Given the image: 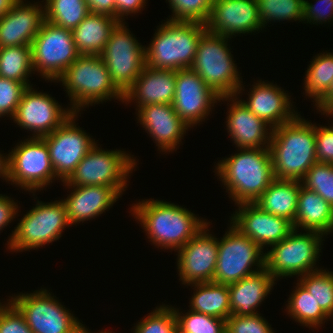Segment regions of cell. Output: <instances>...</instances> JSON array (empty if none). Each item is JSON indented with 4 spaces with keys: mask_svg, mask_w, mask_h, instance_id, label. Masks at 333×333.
I'll use <instances>...</instances> for the list:
<instances>
[{
    "mask_svg": "<svg viewBox=\"0 0 333 333\" xmlns=\"http://www.w3.org/2000/svg\"><path fill=\"white\" fill-rule=\"evenodd\" d=\"M131 209L150 242L162 249H180L208 223L183 206L161 200L139 201Z\"/></svg>",
    "mask_w": 333,
    "mask_h": 333,
    "instance_id": "obj_1",
    "label": "cell"
},
{
    "mask_svg": "<svg viewBox=\"0 0 333 333\" xmlns=\"http://www.w3.org/2000/svg\"><path fill=\"white\" fill-rule=\"evenodd\" d=\"M299 116L272 130L269 149L276 179L301 181L318 162L316 125Z\"/></svg>",
    "mask_w": 333,
    "mask_h": 333,
    "instance_id": "obj_2",
    "label": "cell"
},
{
    "mask_svg": "<svg viewBox=\"0 0 333 333\" xmlns=\"http://www.w3.org/2000/svg\"><path fill=\"white\" fill-rule=\"evenodd\" d=\"M239 151L215 167L235 205L254 203L275 179L269 147Z\"/></svg>",
    "mask_w": 333,
    "mask_h": 333,
    "instance_id": "obj_3",
    "label": "cell"
},
{
    "mask_svg": "<svg viewBox=\"0 0 333 333\" xmlns=\"http://www.w3.org/2000/svg\"><path fill=\"white\" fill-rule=\"evenodd\" d=\"M158 27L149 46H145L146 66L176 71L190 68L207 31L205 23L167 20Z\"/></svg>",
    "mask_w": 333,
    "mask_h": 333,
    "instance_id": "obj_4",
    "label": "cell"
},
{
    "mask_svg": "<svg viewBox=\"0 0 333 333\" xmlns=\"http://www.w3.org/2000/svg\"><path fill=\"white\" fill-rule=\"evenodd\" d=\"M65 86L71 109L78 113L85 106L111 98L123 102L124 94L113 83L101 56L80 55L57 79Z\"/></svg>",
    "mask_w": 333,
    "mask_h": 333,
    "instance_id": "obj_5",
    "label": "cell"
},
{
    "mask_svg": "<svg viewBox=\"0 0 333 333\" xmlns=\"http://www.w3.org/2000/svg\"><path fill=\"white\" fill-rule=\"evenodd\" d=\"M228 40L224 36L206 31L198 43L190 67L220 97L238 96L244 91L243 82L228 48Z\"/></svg>",
    "mask_w": 333,
    "mask_h": 333,
    "instance_id": "obj_6",
    "label": "cell"
},
{
    "mask_svg": "<svg viewBox=\"0 0 333 333\" xmlns=\"http://www.w3.org/2000/svg\"><path fill=\"white\" fill-rule=\"evenodd\" d=\"M297 232V229H293L286 238L270 246L271 250L265 253L264 268L275 280L294 275L299 277L320 270L315 265L324 235L317 231H306L303 234Z\"/></svg>",
    "mask_w": 333,
    "mask_h": 333,
    "instance_id": "obj_7",
    "label": "cell"
},
{
    "mask_svg": "<svg viewBox=\"0 0 333 333\" xmlns=\"http://www.w3.org/2000/svg\"><path fill=\"white\" fill-rule=\"evenodd\" d=\"M136 160L121 150H103L96 144L80 161L71 176L63 181L72 186H109L119 195L127 188L129 173ZM123 191V192H122Z\"/></svg>",
    "mask_w": 333,
    "mask_h": 333,
    "instance_id": "obj_8",
    "label": "cell"
},
{
    "mask_svg": "<svg viewBox=\"0 0 333 333\" xmlns=\"http://www.w3.org/2000/svg\"><path fill=\"white\" fill-rule=\"evenodd\" d=\"M67 226L71 224L63 199L48 204L37 201L35 207L22 217L12 231L7 241L8 249L20 252L40 248L58 240Z\"/></svg>",
    "mask_w": 333,
    "mask_h": 333,
    "instance_id": "obj_9",
    "label": "cell"
},
{
    "mask_svg": "<svg viewBox=\"0 0 333 333\" xmlns=\"http://www.w3.org/2000/svg\"><path fill=\"white\" fill-rule=\"evenodd\" d=\"M47 289L19 294L10 301L33 333H82L84 325Z\"/></svg>",
    "mask_w": 333,
    "mask_h": 333,
    "instance_id": "obj_10",
    "label": "cell"
},
{
    "mask_svg": "<svg viewBox=\"0 0 333 333\" xmlns=\"http://www.w3.org/2000/svg\"><path fill=\"white\" fill-rule=\"evenodd\" d=\"M230 226L221 240H218V257L213 278V282L226 285L238 282L265 266L263 249L231 223ZM253 266H257V269L252 270Z\"/></svg>",
    "mask_w": 333,
    "mask_h": 333,
    "instance_id": "obj_11",
    "label": "cell"
},
{
    "mask_svg": "<svg viewBox=\"0 0 333 333\" xmlns=\"http://www.w3.org/2000/svg\"><path fill=\"white\" fill-rule=\"evenodd\" d=\"M32 67L46 80H55L80 56L73 33L44 21L31 44Z\"/></svg>",
    "mask_w": 333,
    "mask_h": 333,
    "instance_id": "obj_12",
    "label": "cell"
},
{
    "mask_svg": "<svg viewBox=\"0 0 333 333\" xmlns=\"http://www.w3.org/2000/svg\"><path fill=\"white\" fill-rule=\"evenodd\" d=\"M119 22L100 55L116 87L124 94L146 66L145 47Z\"/></svg>",
    "mask_w": 333,
    "mask_h": 333,
    "instance_id": "obj_13",
    "label": "cell"
},
{
    "mask_svg": "<svg viewBox=\"0 0 333 333\" xmlns=\"http://www.w3.org/2000/svg\"><path fill=\"white\" fill-rule=\"evenodd\" d=\"M25 140L9 152V181L30 192L43 190L55 177L58 180L48 146L43 138Z\"/></svg>",
    "mask_w": 333,
    "mask_h": 333,
    "instance_id": "obj_14",
    "label": "cell"
},
{
    "mask_svg": "<svg viewBox=\"0 0 333 333\" xmlns=\"http://www.w3.org/2000/svg\"><path fill=\"white\" fill-rule=\"evenodd\" d=\"M76 118L77 113H74L51 134L42 137L48 146L55 175L62 182L71 176L83 157L96 145L95 139L77 127Z\"/></svg>",
    "mask_w": 333,
    "mask_h": 333,
    "instance_id": "obj_15",
    "label": "cell"
},
{
    "mask_svg": "<svg viewBox=\"0 0 333 333\" xmlns=\"http://www.w3.org/2000/svg\"><path fill=\"white\" fill-rule=\"evenodd\" d=\"M75 112L62 109L55 98L47 93L27 87L12 118L21 128L33 131L32 137L42 138L51 134Z\"/></svg>",
    "mask_w": 333,
    "mask_h": 333,
    "instance_id": "obj_16",
    "label": "cell"
},
{
    "mask_svg": "<svg viewBox=\"0 0 333 333\" xmlns=\"http://www.w3.org/2000/svg\"><path fill=\"white\" fill-rule=\"evenodd\" d=\"M208 222L183 247L177 250V269L182 284L211 282L218 257V239L209 234Z\"/></svg>",
    "mask_w": 333,
    "mask_h": 333,
    "instance_id": "obj_17",
    "label": "cell"
},
{
    "mask_svg": "<svg viewBox=\"0 0 333 333\" xmlns=\"http://www.w3.org/2000/svg\"><path fill=\"white\" fill-rule=\"evenodd\" d=\"M220 98L191 68L176 71V89L172 104L188 127L204 121Z\"/></svg>",
    "mask_w": 333,
    "mask_h": 333,
    "instance_id": "obj_18",
    "label": "cell"
},
{
    "mask_svg": "<svg viewBox=\"0 0 333 333\" xmlns=\"http://www.w3.org/2000/svg\"><path fill=\"white\" fill-rule=\"evenodd\" d=\"M237 206L238 211L232 215L230 223L262 249L282 241L294 229L289 220L263 211L254 203Z\"/></svg>",
    "mask_w": 333,
    "mask_h": 333,
    "instance_id": "obj_19",
    "label": "cell"
},
{
    "mask_svg": "<svg viewBox=\"0 0 333 333\" xmlns=\"http://www.w3.org/2000/svg\"><path fill=\"white\" fill-rule=\"evenodd\" d=\"M206 30L231 38L262 30L256 0H214Z\"/></svg>",
    "mask_w": 333,
    "mask_h": 333,
    "instance_id": "obj_20",
    "label": "cell"
},
{
    "mask_svg": "<svg viewBox=\"0 0 333 333\" xmlns=\"http://www.w3.org/2000/svg\"><path fill=\"white\" fill-rule=\"evenodd\" d=\"M138 121L162 152H173L189 127L178 116L173 104H149L139 107Z\"/></svg>",
    "mask_w": 333,
    "mask_h": 333,
    "instance_id": "obj_21",
    "label": "cell"
},
{
    "mask_svg": "<svg viewBox=\"0 0 333 333\" xmlns=\"http://www.w3.org/2000/svg\"><path fill=\"white\" fill-rule=\"evenodd\" d=\"M221 100L232 101L226 127L238 149L269 147L273 130L270 125L254 115L236 95L221 97Z\"/></svg>",
    "mask_w": 333,
    "mask_h": 333,
    "instance_id": "obj_22",
    "label": "cell"
},
{
    "mask_svg": "<svg viewBox=\"0 0 333 333\" xmlns=\"http://www.w3.org/2000/svg\"><path fill=\"white\" fill-rule=\"evenodd\" d=\"M19 0L0 18V48L31 45L45 21V8Z\"/></svg>",
    "mask_w": 333,
    "mask_h": 333,
    "instance_id": "obj_23",
    "label": "cell"
},
{
    "mask_svg": "<svg viewBox=\"0 0 333 333\" xmlns=\"http://www.w3.org/2000/svg\"><path fill=\"white\" fill-rule=\"evenodd\" d=\"M248 96L247 102L242 99L241 101L272 129L292 121L298 115L292 108L288 93L273 83L258 81L253 85Z\"/></svg>",
    "mask_w": 333,
    "mask_h": 333,
    "instance_id": "obj_24",
    "label": "cell"
},
{
    "mask_svg": "<svg viewBox=\"0 0 333 333\" xmlns=\"http://www.w3.org/2000/svg\"><path fill=\"white\" fill-rule=\"evenodd\" d=\"M176 89V70L155 69L145 66L124 93L123 103L134 100L137 108L149 104H172Z\"/></svg>",
    "mask_w": 333,
    "mask_h": 333,
    "instance_id": "obj_25",
    "label": "cell"
},
{
    "mask_svg": "<svg viewBox=\"0 0 333 333\" xmlns=\"http://www.w3.org/2000/svg\"><path fill=\"white\" fill-rule=\"evenodd\" d=\"M74 188L70 195L64 199L69 223L78 224L101 215L110 209L121 197L109 186H72Z\"/></svg>",
    "mask_w": 333,
    "mask_h": 333,
    "instance_id": "obj_26",
    "label": "cell"
},
{
    "mask_svg": "<svg viewBox=\"0 0 333 333\" xmlns=\"http://www.w3.org/2000/svg\"><path fill=\"white\" fill-rule=\"evenodd\" d=\"M276 280L263 268L238 282L228 284L231 315L253 316L265 300Z\"/></svg>",
    "mask_w": 333,
    "mask_h": 333,
    "instance_id": "obj_27",
    "label": "cell"
},
{
    "mask_svg": "<svg viewBox=\"0 0 333 333\" xmlns=\"http://www.w3.org/2000/svg\"><path fill=\"white\" fill-rule=\"evenodd\" d=\"M317 231L323 235L333 232V207L316 192L301 185L293 228Z\"/></svg>",
    "mask_w": 333,
    "mask_h": 333,
    "instance_id": "obj_28",
    "label": "cell"
},
{
    "mask_svg": "<svg viewBox=\"0 0 333 333\" xmlns=\"http://www.w3.org/2000/svg\"><path fill=\"white\" fill-rule=\"evenodd\" d=\"M118 23L117 19L110 16L90 12L72 31L79 54L100 56L111 31Z\"/></svg>",
    "mask_w": 333,
    "mask_h": 333,
    "instance_id": "obj_29",
    "label": "cell"
},
{
    "mask_svg": "<svg viewBox=\"0 0 333 333\" xmlns=\"http://www.w3.org/2000/svg\"><path fill=\"white\" fill-rule=\"evenodd\" d=\"M301 185L298 180L275 178L254 204L261 210L283 217L294 224Z\"/></svg>",
    "mask_w": 333,
    "mask_h": 333,
    "instance_id": "obj_30",
    "label": "cell"
},
{
    "mask_svg": "<svg viewBox=\"0 0 333 333\" xmlns=\"http://www.w3.org/2000/svg\"><path fill=\"white\" fill-rule=\"evenodd\" d=\"M191 285L196 291L190 299V310L223 320L231 316L228 285L213 281Z\"/></svg>",
    "mask_w": 333,
    "mask_h": 333,
    "instance_id": "obj_31",
    "label": "cell"
},
{
    "mask_svg": "<svg viewBox=\"0 0 333 333\" xmlns=\"http://www.w3.org/2000/svg\"><path fill=\"white\" fill-rule=\"evenodd\" d=\"M295 289L289 296L286 311L295 321L309 329L320 327L329 316L317 305L314 297L299 281Z\"/></svg>",
    "mask_w": 333,
    "mask_h": 333,
    "instance_id": "obj_32",
    "label": "cell"
},
{
    "mask_svg": "<svg viewBox=\"0 0 333 333\" xmlns=\"http://www.w3.org/2000/svg\"><path fill=\"white\" fill-rule=\"evenodd\" d=\"M305 75L306 96L317 104L329 92L333 81V53L324 52L315 56Z\"/></svg>",
    "mask_w": 333,
    "mask_h": 333,
    "instance_id": "obj_33",
    "label": "cell"
},
{
    "mask_svg": "<svg viewBox=\"0 0 333 333\" xmlns=\"http://www.w3.org/2000/svg\"><path fill=\"white\" fill-rule=\"evenodd\" d=\"M31 45L0 48V77L16 80L27 87L33 72Z\"/></svg>",
    "mask_w": 333,
    "mask_h": 333,
    "instance_id": "obj_34",
    "label": "cell"
},
{
    "mask_svg": "<svg viewBox=\"0 0 333 333\" xmlns=\"http://www.w3.org/2000/svg\"><path fill=\"white\" fill-rule=\"evenodd\" d=\"M45 20L73 31L90 13L85 0H45Z\"/></svg>",
    "mask_w": 333,
    "mask_h": 333,
    "instance_id": "obj_35",
    "label": "cell"
},
{
    "mask_svg": "<svg viewBox=\"0 0 333 333\" xmlns=\"http://www.w3.org/2000/svg\"><path fill=\"white\" fill-rule=\"evenodd\" d=\"M304 288L314 297L317 305L333 317V272L326 269L309 272L298 278Z\"/></svg>",
    "mask_w": 333,
    "mask_h": 333,
    "instance_id": "obj_36",
    "label": "cell"
},
{
    "mask_svg": "<svg viewBox=\"0 0 333 333\" xmlns=\"http://www.w3.org/2000/svg\"><path fill=\"white\" fill-rule=\"evenodd\" d=\"M262 27L270 21L303 20L304 0H256Z\"/></svg>",
    "mask_w": 333,
    "mask_h": 333,
    "instance_id": "obj_37",
    "label": "cell"
},
{
    "mask_svg": "<svg viewBox=\"0 0 333 333\" xmlns=\"http://www.w3.org/2000/svg\"><path fill=\"white\" fill-rule=\"evenodd\" d=\"M173 311L178 333H226V320L192 310L183 315L174 307Z\"/></svg>",
    "mask_w": 333,
    "mask_h": 333,
    "instance_id": "obj_38",
    "label": "cell"
},
{
    "mask_svg": "<svg viewBox=\"0 0 333 333\" xmlns=\"http://www.w3.org/2000/svg\"><path fill=\"white\" fill-rule=\"evenodd\" d=\"M302 186L316 192L333 207V164L316 162L301 180Z\"/></svg>",
    "mask_w": 333,
    "mask_h": 333,
    "instance_id": "obj_39",
    "label": "cell"
},
{
    "mask_svg": "<svg viewBox=\"0 0 333 333\" xmlns=\"http://www.w3.org/2000/svg\"><path fill=\"white\" fill-rule=\"evenodd\" d=\"M133 333H178L173 307L161 305L134 326Z\"/></svg>",
    "mask_w": 333,
    "mask_h": 333,
    "instance_id": "obj_40",
    "label": "cell"
},
{
    "mask_svg": "<svg viewBox=\"0 0 333 333\" xmlns=\"http://www.w3.org/2000/svg\"><path fill=\"white\" fill-rule=\"evenodd\" d=\"M168 2L173 13L168 20L206 23L214 0H168Z\"/></svg>",
    "mask_w": 333,
    "mask_h": 333,
    "instance_id": "obj_41",
    "label": "cell"
},
{
    "mask_svg": "<svg viewBox=\"0 0 333 333\" xmlns=\"http://www.w3.org/2000/svg\"><path fill=\"white\" fill-rule=\"evenodd\" d=\"M26 88L22 82L0 77V117H14Z\"/></svg>",
    "mask_w": 333,
    "mask_h": 333,
    "instance_id": "obj_42",
    "label": "cell"
},
{
    "mask_svg": "<svg viewBox=\"0 0 333 333\" xmlns=\"http://www.w3.org/2000/svg\"><path fill=\"white\" fill-rule=\"evenodd\" d=\"M226 333H274L271 325L260 314L231 315L226 320Z\"/></svg>",
    "mask_w": 333,
    "mask_h": 333,
    "instance_id": "obj_43",
    "label": "cell"
},
{
    "mask_svg": "<svg viewBox=\"0 0 333 333\" xmlns=\"http://www.w3.org/2000/svg\"><path fill=\"white\" fill-rule=\"evenodd\" d=\"M0 333H33L10 301L4 305L0 302Z\"/></svg>",
    "mask_w": 333,
    "mask_h": 333,
    "instance_id": "obj_44",
    "label": "cell"
},
{
    "mask_svg": "<svg viewBox=\"0 0 333 333\" xmlns=\"http://www.w3.org/2000/svg\"><path fill=\"white\" fill-rule=\"evenodd\" d=\"M315 1L316 5L304 0L302 21L312 22L313 24L325 23L327 20L328 22L333 21V0Z\"/></svg>",
    "mask_w": 333,
    "mask_h": 333,
    "instance_id": "obj_45",
    "label": "cell"
},
{
    "mask_svg": "<svg viewBox=\"0 0 333 333\" xmlns=\"http://www.w3.org/2000/svg\"><path fill=\"white\" fill-rule=\"evenodd\" d=\"M316 158L318 162L333 164V124L316 126Z\"/></svg>",
    "mask_w": 333,
    "mask_h": 333,
    "instance_id": "obj_46",
    "label": "cell"
},
{
    "mask_svg": "<svg viewBox=\"0 0 333 333\" xmlns=\"http://www.w3.org/2000/svg\"><path fill=\"white\" fill-rule=\"evenodd\" d=\"M145 1L147 0H115V19L123 22L124 16L141 12L140 10L146 6Z\"/></svg>",
    "mask_w": 333,
    "mask_h": 333,
    "instance_id": "obj_47",
    "label": "cell"
},
{
    "mask_svg": "<svg viewBox=\"0 0 333 333\" xmlns=\"http://www.w3.org/2000/svg\"><path fill=\"white\" fill-rule=\"evenodd\" d=\"M8 196L0 194V231L18 214V205Z\"/></svg>",
    "mask_w": 333,
    "mask_h": 333,
    "instance_id": "obj_48",
    "label": "cell"
},
{
    "mask_svg": "<svg viewBox=\"0 0 333 333\" xmlns=\"http://www.w3.org/2000/svg\"><path fill=\"white\" fill-rule=\"evenodd\" d=\"M85 2L89 12L115 18V0H85Z\"/></svg>",
    "mask_w": 333,
    "mask_h": 333,
    "instance_id": "obj_49",
    "label": "cell"
},
{
    "mask_svg": "<svg viewBox=\"0 0 333 333\" xmlns=\"http://www.w3.org/2000/svg\"><path fill=\"white\" fill-rule=\"evenodd\" d=\"M9 154L3 156L0 153V177L4 178L7 182H9Z\"/></svg>",
    "mask_w": 333,
    "mask_h": 333,
    "instance_id": "obj_50",
    "label": "cell"
},
{
    "mask_svg": "<svg viewBox=\"0 0 333 333\" xmlns=\"http://www.w3.org/2000/svg\"><path fill=\"white\" fill-rule=\"evenodd\" d=\"M19 0H0V18L9 12Z\"/></svg>",
    "mask_w": 333,
    "mask_h": 333,
    "instance_id": "obj_51",
    "label": "cell"
},
{
    "mask_svg": "<svg viewBox=\"0 0 333 333\" xmlns=\"http://www.w3.org/2000/svg\"><path fill=\"white\" fill-rule=\"evenodd\" d=\"M333 97V81L330 86L329 92L317 103L315 104L318 111Z\"/></svg>",
    "mask_w": 333,
    "mask_h": 333,
    "instance_id": "obj_52",
    "label": "cell"
},
{
    "mask_svg": "<svg viewBox=\"0 0 333 333\" xmlns=\"http://www.w3.org/2000/svg\"><path fill=\"white\" fill-rule=\"evenodd\" d=\"M322 115L333 116V97L319 110Z\"/></svg>",
    "mask_w": 333,
    "mask_h": 333,
    "instance_id": "obj_53",
    "label": "cell"
},
{
    "mask_svg": "<svg viewBox=\"0 0 333 333\" xmlns=\"http://www.w3.org/2000/svg\"><path fill=\"white\" fill-rule=\"evenodd\" d=\"M99 332L100 333H111V332H109V330L108 331H99ZM82 333H92V332H90V330L86 329L85 326H84Z\"/></svg>",
    "mask_w": 333,
    "mask_h": 333,
    "instance_id": "obj_54",
    "label": "cell"
}]
</instances>
